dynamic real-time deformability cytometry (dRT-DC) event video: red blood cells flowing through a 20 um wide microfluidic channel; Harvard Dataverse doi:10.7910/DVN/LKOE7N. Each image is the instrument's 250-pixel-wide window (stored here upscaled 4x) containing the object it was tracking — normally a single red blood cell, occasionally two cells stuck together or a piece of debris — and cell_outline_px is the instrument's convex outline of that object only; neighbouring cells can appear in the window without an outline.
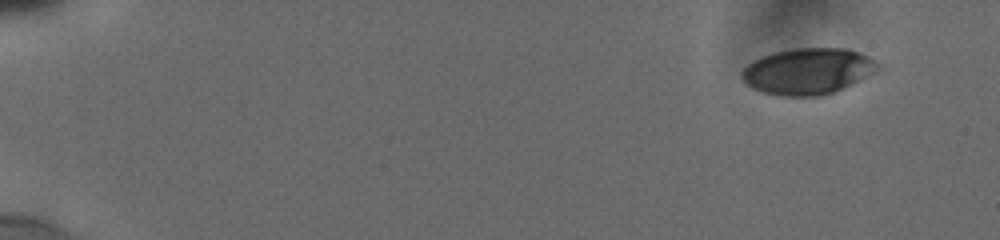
{"species": "human", "species_latin": "Homo sapiens", "temperature_condition": "cold", "stored_images_in_passage": 41, "camera_frame_rate_fps": 3000, "um_per_image_px": 0.085, "donor": {"sex": "male"}, "frame": {"image": 1, "passage_image": 1, "time_ms": 0.0, "image_size_px": [1000, 240], "cell_outline_px": [[880, 68], [852, 84], [832, 92], [820, 96], [776, 96], [752, 88], [744, 80], [740, 72], [752, 60], [776, 52], [796, 48], [848, 48], [868, 56]], "centroid_in_image_um": [68.63, 6.06], "position_along_channel_um": 16.4, "area_um2": 36.18}}
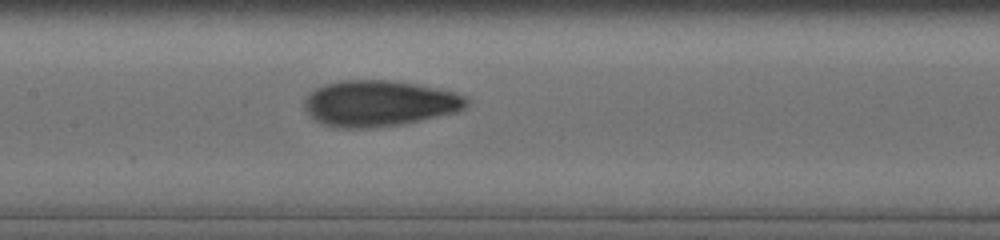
{"frame": {"image": 2, "passage_image": 23, "time_ms": 8.333, "image_size_px": [1000, 240], "cell_outline_px": [[468, 104], [464, 108], [456, 112], [404, 124], [368, 128], [336, 128], [320, 124], [304, 108], [304, 104], [308, 96], [316, 88], [324, 84], [340, 80], [388, 80], [416, 84], [456, 92], [468, 96]], "centroid_in_image_um": [32.25, 8.79], "position_along_channel_um": 175.2, "area_um2": 43.52}}
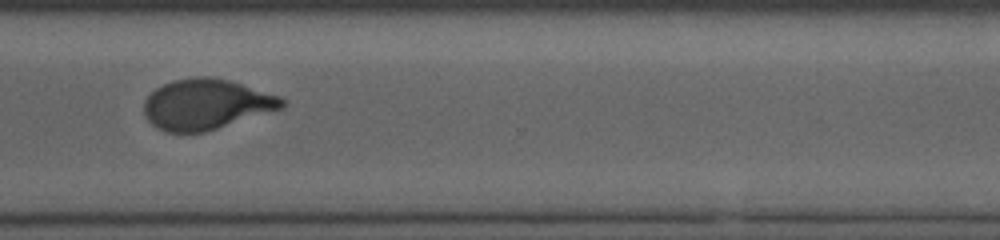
{"frame": {"image": 3, "passage_image": 40, "time_ms": 13.0, "image_size_px": [1000, 240], "cell_outline_px": [[284, 108], [204, 132], [168, 132], [156, 128], [144, 116], [144, 100], [156, 88], [172, 80], [192, 76], [208, 76], [228, 80], [280, 96], [284, 100]], "centroid_in_image_um": [17.5, 8.86], "position_along_channel_um": 353.1, "area_um2": 40.46}}